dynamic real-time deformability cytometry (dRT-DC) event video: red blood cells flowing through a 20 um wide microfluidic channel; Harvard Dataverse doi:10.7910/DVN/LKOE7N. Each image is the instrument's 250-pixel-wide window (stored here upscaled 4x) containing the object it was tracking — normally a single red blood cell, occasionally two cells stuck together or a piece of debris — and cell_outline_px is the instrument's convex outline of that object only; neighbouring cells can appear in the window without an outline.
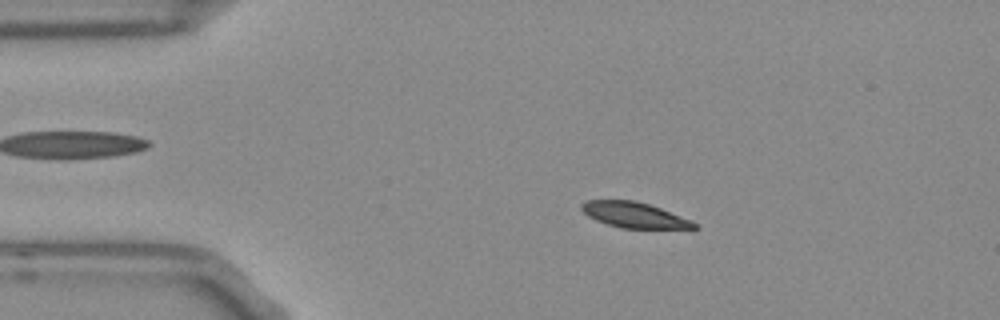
{"species": "Egyptian fruit bat (a non-hibernating species)", "species_latin": "Rousettus aegyptiacus", "temperature_condition": "room temperature", "stored_images_in_passage": 54, "camera_frame_rate_fps": 3000, "um_per_image_px": 0.085, "frame": {"image": 1, "passage_image": 10, "time_ms": 3.0, "image_size_px": [1000, 320], "cell_outline_px": [[700, 228], [620, 228], [596, 220], [588, 216], [580, 208], [580, 204], [588, 200], [636, 200], [660, 208], [692, 220]], "centroid_in_image_um": [53.9, 18.27], "position_along_channel_um": 31.1, "area_um2": 16.65}}
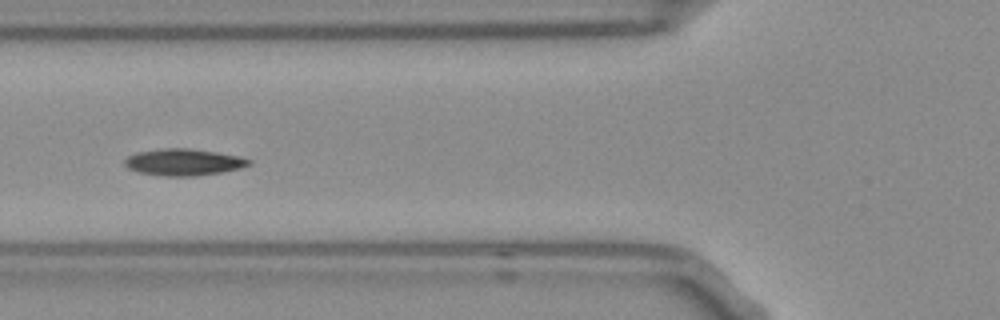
{"frame": {"image": 2, "passage_image": 20, "time_ms": 6.333, "image_size_px": [1000, 320], "cell_outline_px": [[252, 164], [240, 168], [224, 172], [196, 176], [164, 176], [140, 172], [128, 168], [124, 164], [124, 160], [128, 156], [136, 152], [164, 148], [188, 148], [216, 152], [240, 156], [252, 160]], "centroid_in_image_um": [15.64, 13.78], "position_along_channel_um": 110.2, "area_um2": 19.42}}
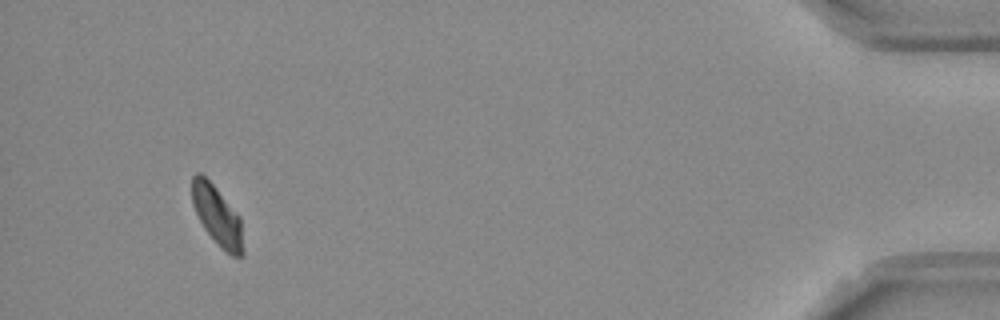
{"frame": {"image": 3, "passage_image": 51, "time_ms": 16.667, "image_size_px": [1000, 320], "cell_outline_px": [[244, 256], [232, 256], [220, 248], [204, 228], [192, 204], [192, 176], [196, 172], [200, 172], [216, 188], [240, 216], [244, 252]], "centroid_in_image_um": [18.47, 18.36], "position_along_channel_um": 416.7, "area_um2": 17.69}, "authors_computed_cell_mechanics": {"area_um2": 18.4382, "velocity_mm_per_s": 3.6977, "shape_relaxation_time_tau1_ms": 3.1347, "shape_relaxation_time_tau2_ms": 6.4501, "deformation_change_tau1": 0.1105, "deformation_change_tau2": 0.0617}}